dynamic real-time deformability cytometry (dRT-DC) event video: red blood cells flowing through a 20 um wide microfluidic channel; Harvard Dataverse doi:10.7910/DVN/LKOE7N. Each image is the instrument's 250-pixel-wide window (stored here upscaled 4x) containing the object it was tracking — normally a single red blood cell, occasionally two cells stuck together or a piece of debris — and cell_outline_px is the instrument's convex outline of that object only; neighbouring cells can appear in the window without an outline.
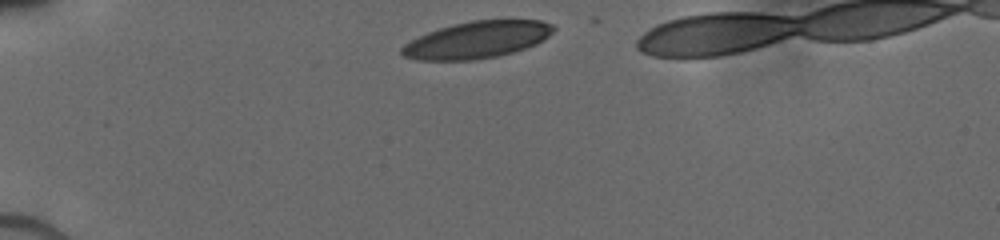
{"species": "human", "species_latin": "Homo sapiens", "temperature_condition": "cold", "stored_images_in_passage": 31, "camera_frame_rate_fps": 3000, "um_per_image_px": 0.085, "donor": {"sex": "male"}, "frame": {"image": 1, "passage_image": 1, "time_ms": 0.0, "image_size_px": [1000, 240], "cell_outline_px": [[556, 28], [544, 40], [536, 44], [512, 52], [496, 56], [472, 60], [420, 60], [404, 56], [400, 52], [400, 48], [404, 44], [428, 32], [452, 24], [472, 20], [540, 20], [552, 24]], "centroid_in_image_um": [40.55, 3.38], "position_along_channel_um": 44.4, "area_um2": 32.37}}
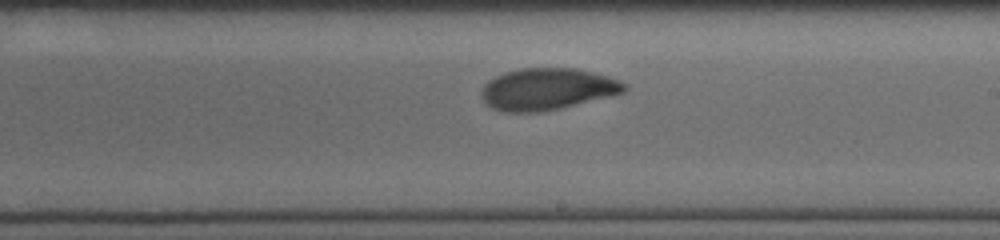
{"frame": {"image": 2, "passage_image": 19, "time_ms": 6.0, "image_size_px": [1000, 240], "cell_outline_px": [[628, 88], [624, 92], [612, 96], [544, 112], [504, 112], [492, 108], [484, 104], [480, 96], [480, 92], [484, 84], [488, 80], [504, 72], [520, 68], [576, 68], [608, 76], [620, 80], [628, 84]], "centroid_in_image_um": [46.51, 7.58], "position_along_channel_um": 242.5, "area_um2": 35.32}}
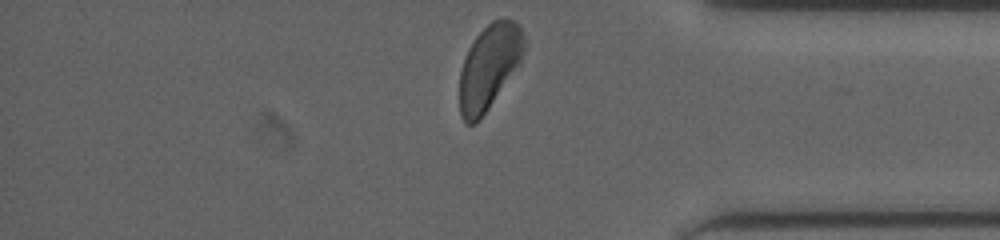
{"frame": {"image": 3, "passage_image": 31, "time_ms": 10.0, "image_size_px": [1000, 240], "cell_outline_px": [[524, 52], [520, 60], [488, 108], [476, 124], [468, 124], [460, 116], [460, 72], [468, 48], [476, 36], [492, 20], [504, 16], [516, 20], [524, 36]], "centroid_in_image_um": [41.56, 5.63], "position_along_channel_um": 393.6, "area_um2": 31.33}}